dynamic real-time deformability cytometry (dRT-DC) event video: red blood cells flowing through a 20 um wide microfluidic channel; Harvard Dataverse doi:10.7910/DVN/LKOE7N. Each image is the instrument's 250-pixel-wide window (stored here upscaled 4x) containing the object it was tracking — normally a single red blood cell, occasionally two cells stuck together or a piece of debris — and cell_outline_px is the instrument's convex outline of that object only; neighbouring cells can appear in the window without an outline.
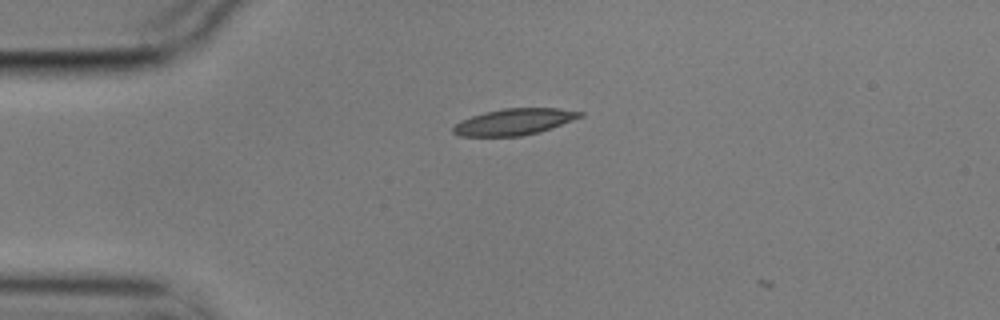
{"species": "common noctule bat (a hibernating species)", "species_latin": "Nyctalus noctula", "temperature_condition": "cold", "stored_images_in_passage": 3, "camera_frame_rate_fps": 3000, "um_per_image_px": 0.085, "animal": {"sex": "male", "body_mass_g": 17.9}, "frame": {"image": 1, "passage_image": 1, "time_ms": 0.0, "image_size_px": [1000, 320], "cell_outline_px": [[584, 116], [536, 132], [520, 136], [460, 136], [452, 132], [452, 128], [460, 120], [484, 112], [504, 108], [560, 108], [584, 112]], "centroid_in_image_um": [43.67, 10.34], "position_along_channel_um": 41.3, "area_um2": 19.25}}